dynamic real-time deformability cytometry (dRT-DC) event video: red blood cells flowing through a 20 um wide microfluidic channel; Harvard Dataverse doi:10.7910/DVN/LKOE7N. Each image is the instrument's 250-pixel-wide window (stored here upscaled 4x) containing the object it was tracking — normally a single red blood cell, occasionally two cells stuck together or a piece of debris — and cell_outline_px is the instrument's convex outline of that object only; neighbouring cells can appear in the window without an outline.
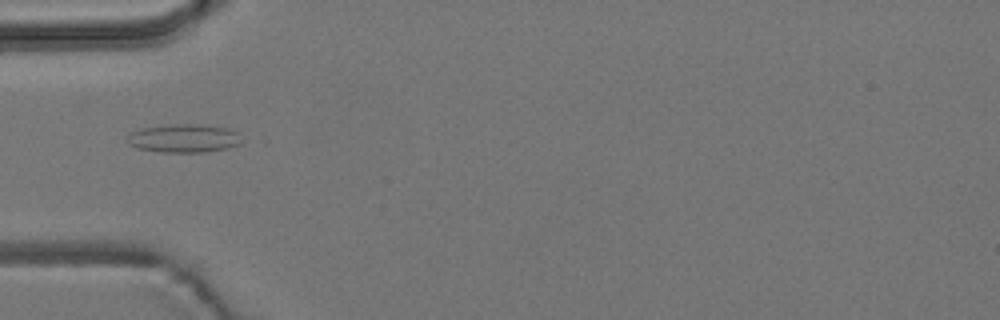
{"species": "common noctule bat (a hibernating species)", "species_latin": "Nyctalus noctula", "temperature_condition": "room temperature", "stored_images_in_passage": 6, "camera_frame_rate_fps": 3000, "um_per_image_px": 0.085, "animal": {"sex": "male", "body_mass_g": 19.2, "forearm_length_mm": 51.8}, "frame": {"image": 1, "passage_image": 3, "time_ms": 0.667, "image_size_px": [1000, 320], "cell_outline_px": [[240, 144], [228, 148], [204, 152], [160, 152], [136, 148], [128, 144], [128, 136], [132, 132], [144, 128], [176, 124], [192, 124], [224, 128], [236, 132]], "centroid_in_image_um": [15.58, 11.78], "position_along_channel_um": 69.4, "area_um2": 18.44}}
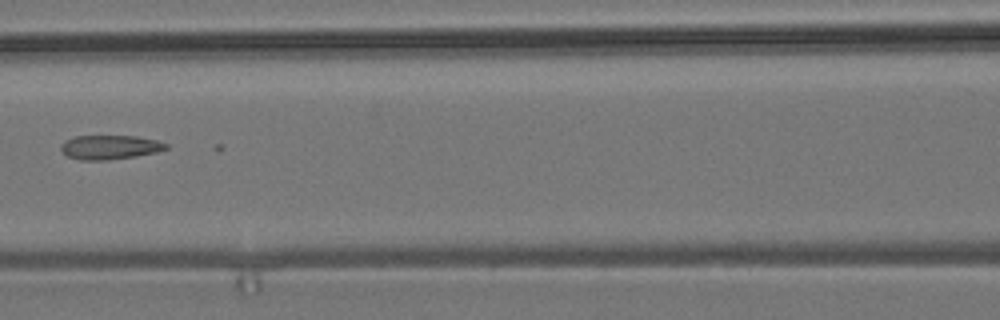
{"frame": {"image": 2, "passage_image": 5, "time_ms": 1.333, "image_size_px": [1000, 320], "cell_outline_px": [[168, 148], [156, 152], [136, 156], [108, 160], [80, 160], [68, 156], [60, 148], [60, 144], [64, 140], [76, 136], [136, 136], [156, 140], [168, 144]], "centroid_in_image_um": [9.32, 12.51], "position_along_channel_um": 157.3, "area_um2": 14.8}}